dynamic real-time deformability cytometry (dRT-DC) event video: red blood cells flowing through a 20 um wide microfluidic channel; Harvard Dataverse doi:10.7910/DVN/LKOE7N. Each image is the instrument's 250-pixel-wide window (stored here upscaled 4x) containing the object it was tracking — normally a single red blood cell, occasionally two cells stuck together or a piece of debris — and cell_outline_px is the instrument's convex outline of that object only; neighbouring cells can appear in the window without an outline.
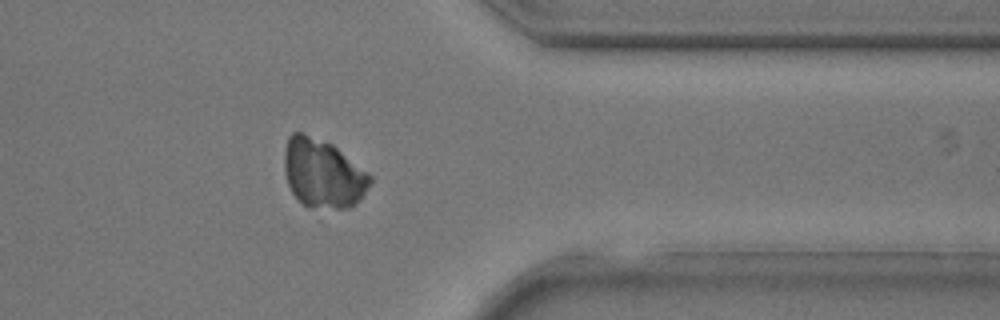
{"species": "common noctule bat (a hibernating species)", "species_latin": "Nyctalus noctula", "temperature_condition": "room temperature", "stored_images_in_passage": 26, "camera_frame_rate_fps": 3000, "um_per_image_px": 0.085, "animal": {"sex": "male", "body_mass_g": 17.9, "forearm_length_mm": 54.2}, "frame": {"image": 1, "passage_image": 19, "time_ms": 6.0, "image_size_px": [1000, 320], "cell_outline_px": [[372, 180], [360, 200], [356, 204], [348, 208], [308, 208], [292, 192], [288, 184], [284, 172], [284, 152], [288, 136], [292, 132], [304, 132], [332, 144], [368, 172], [372, 176]], "centroid_in_image_um": [27.44, 14.73], "position_along_channel_um": 384.0, "area_um2": 34.51}}
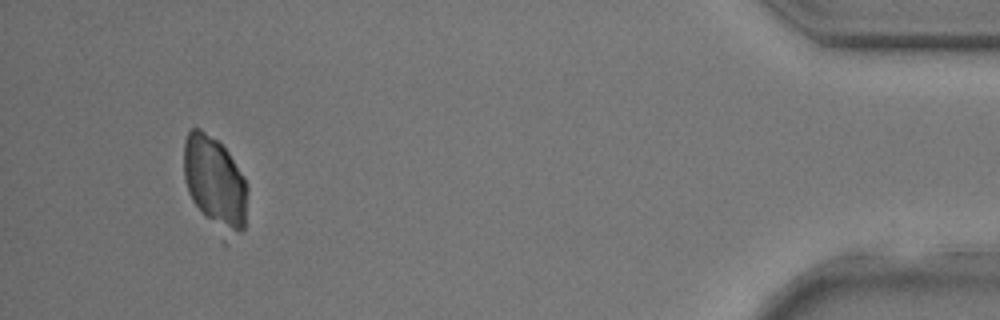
{"frame": {"image": 2, "passage_image": 24, "time_ms": 7.667, "image_size_px": [1000, 320], "cell_outline_px": [[248, 188], [244, 228], [240, 232], [228, 232], [204, 216], [192, 200], [188, 192], [184, 180], [184, 140], [188, 132], [192, 128], [200, 128], [216, 140], [228, 152], [244, 180]], "centroid_in_image_um": [18.23, 15.41], "position_along_channel_um": 417.0, "area_um2": 32.95}}